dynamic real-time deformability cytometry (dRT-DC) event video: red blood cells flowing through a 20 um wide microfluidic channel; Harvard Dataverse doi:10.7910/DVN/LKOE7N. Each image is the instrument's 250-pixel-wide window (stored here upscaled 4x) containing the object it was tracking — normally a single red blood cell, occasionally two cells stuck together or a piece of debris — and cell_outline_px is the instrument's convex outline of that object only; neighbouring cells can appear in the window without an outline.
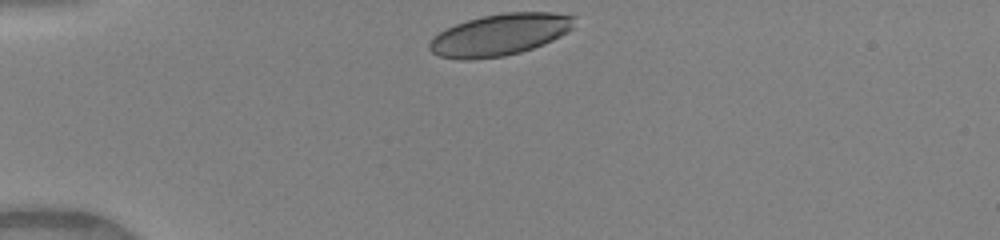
{"species": "human", "species_latin": "Homo sapiens", "temperature_condition": "warm", "stored_images_in_passage": 32, "camera_frame_rate_fps": 3000, "um_per_image_px": 0.085, "donor": {"sex": "female"}, "frame": {"image": 1, "passage_image": 1, "time_ms": 0.0, "image_size_px": [1000, 240], "cell_outline_px": [[576, 28], [544, 44], [520, 52], [504, 56], [468, 60], [460, 60], [440, 56], [432, 52], [428, 48], [428, 44], [432, 36], [456, 24], [468, 20], [484, 16], [504, 12], [552, 12], [576, 16]], "centroid_in_image_um": [42.52, 2.95], "position_along_channel_um": 42.5, "area_um2": 35.43}}
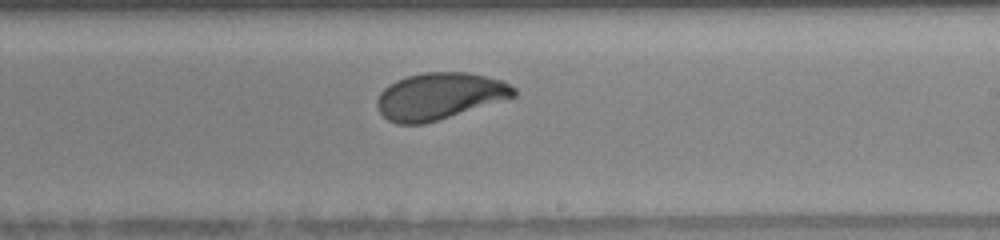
{"frame": {"image": 2, "passage_image": 19, "time_ms": 6.0, "image_size_px": [1000, 240], "cell_outline_px": [[516, 96], [424, 124], [396, 124], [388, 120], [380, 112], [376, 104], [376, 100], [380, 92], [388, 84], [396, 80], [408, 76], [424, 72], [468, 72], [504, 80], [516, 88]], "centroid_in_image_um": [37.35, 8.16], "position_along_channel_um": 251.7, "area_um2": 37.22}}
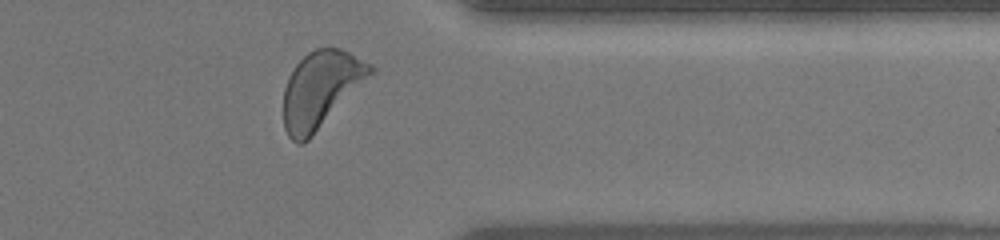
{"frame": {"image": 3, "passage_image": 29, "time_ms": 9.333, "image_size_px": [1000, 240], "cell_outline_px": [[376, 72], [308, 140], [300, 144], [296, 144], [288, 136], [284, 128], [284, 88], [288, 76], [292, 68], [308, 52], [316, 48], [340, 48], [372, 64], [376, 68]], "centroid_in_image_um": [27.29, 7.59], "position_along_channel_um": 384.1, "area_um2": 38.9}, "authors_computed_cell_mechanics": {"area_um2": 37.4255, "velocity_mm_per_s": 4.1132, "shape_relaxation_time_tau1_ms": 2.0779, "shape_relaxation_time_tau2_ms": 0.7553, "deformation_change_tau1": 0.1406, "deformation_change_tau2": 0.058}}